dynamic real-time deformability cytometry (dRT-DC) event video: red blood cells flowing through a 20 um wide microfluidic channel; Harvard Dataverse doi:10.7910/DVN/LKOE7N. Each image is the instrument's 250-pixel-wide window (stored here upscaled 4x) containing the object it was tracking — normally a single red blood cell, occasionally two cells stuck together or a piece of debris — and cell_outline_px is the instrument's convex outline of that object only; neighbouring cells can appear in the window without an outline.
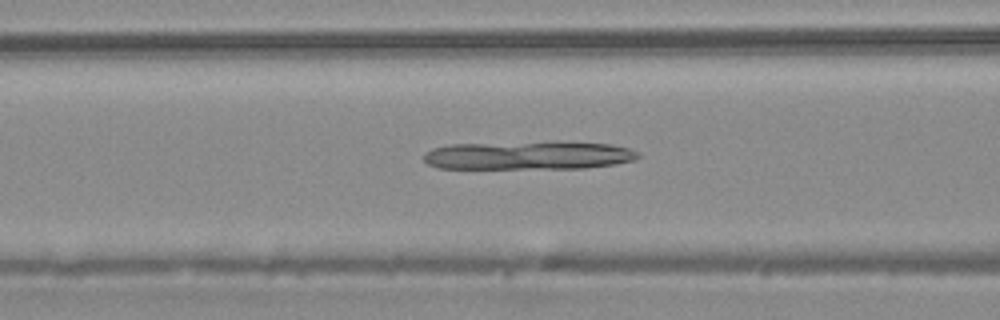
{"species": "common noctule bat (a hibernating species)", "species_latin": "Nyctalus noctula", "temperature_condition": "warm", "stored_images_in_passage": 48, "camera_frame_rate_fps": 3000, "um_per_image_px": 0.085, "animal": {"sex": "male", "body_mass_g": 20.4}, "frame": {"image": 1, "passage_image": 19, "time_ms": 6.0, "image_size_px": [1000, 320], "cell_outline_px": [[640, 156], [636, 160], [616, 164], [584, 168], [436, 168], [428, 164], [424, 160], [424, 152], [432, 148], [452, 144], [612, 144], [628, 148], [640, 152]], "centroid_in_image_um": [44.9, 13.25], "position_along_channel_um": 121.7, "area_um2": 34.16}}
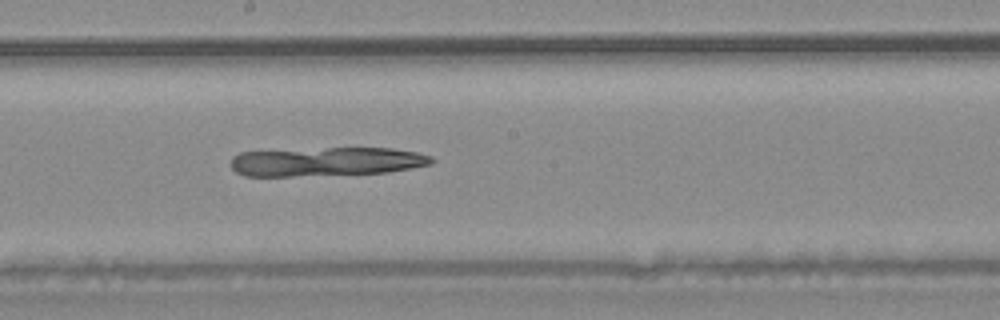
{"frame": {"image": 2, "passage_image": 26, "time_ms": 8.333, "image_size_px": [1000, 320], "cell_outline_px": [[436, 160], [432, 164], [412, 168], [388, 172], [292, 176], [244, 176], [236, 172], [228, 164], [232, 156], [240, 152], [328, 148], [392, 148], [416, 152], [432, 156]], "centroid_in_image_um": [27.74, 13.74], "position_along_channel_um": 220.5, "area_um2": 33.93}}